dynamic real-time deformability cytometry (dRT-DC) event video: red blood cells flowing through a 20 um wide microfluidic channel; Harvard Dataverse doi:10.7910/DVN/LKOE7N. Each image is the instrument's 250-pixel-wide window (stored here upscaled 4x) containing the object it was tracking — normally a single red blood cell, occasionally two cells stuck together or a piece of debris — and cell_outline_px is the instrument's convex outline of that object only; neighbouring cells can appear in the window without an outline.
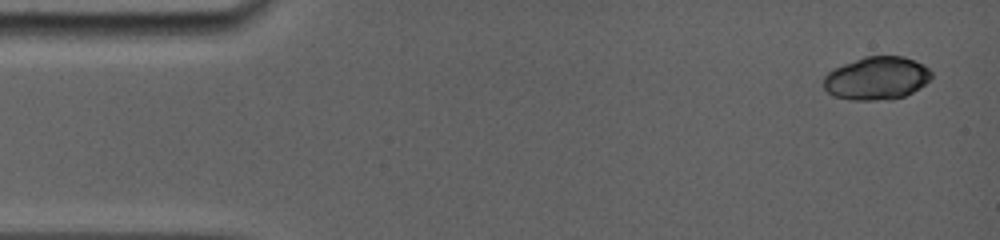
{"species": "common noctule bat (a hibernating species)", "species_latin": "Nyctalus noctula", "temperature_condition": "room temperature", "stored_images_in_passage": 13, "camera_frame_rate_fps": 5000, "um_per_image_px": 0.085, "animal": {"sex": "female", "body_mass_g": 19.0, "forearm_length_mm": 56.7}, "frame": {"image": 1, "passage_image": 1, "time_ms": 0.0, "image_size_px": [1000, 240], "cell_outline_px": [[932, 76], [924, 84], [912, 92], [904, 96], [892, 100], [852, 100], [832, 96], [824, 88], [824, 76], [832, 68], [864, 56], [904, 56], [924, 64], [932, 72]], "centroid_in_image_um": [74.5, 6.65], "position_along_channel_um": 10.5, "area_um2": 27.28}}
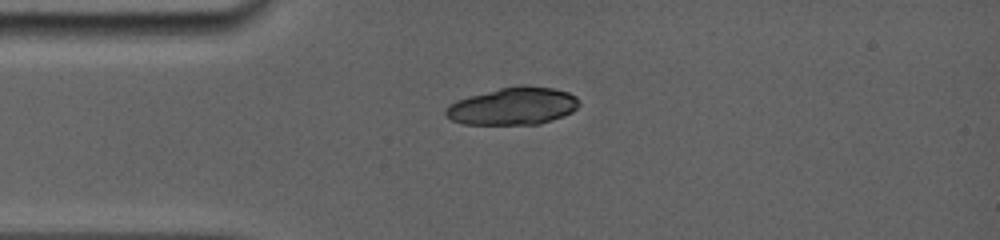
{"frame": {"image": 2, "passage_image": 10, "time_ms": 3.2, "image_size_px": [1000, 240], "cell_outline_px": [[580, 104], [572, 112], [564, 116], [540, 124], [464, 124], [452, 120], [444, 116], [444, 112], [448, 104], [456, 100], [500, 88], [520, 84], [528, 84], [552, 88], [568, 92], [576, 96], [580, 100]], "centroid_in_image_um": [43.62, 9.01], "position_along_channel_um": 41.4, "area_um2": 29.36}}